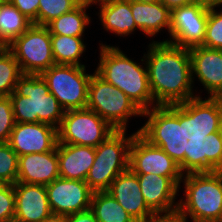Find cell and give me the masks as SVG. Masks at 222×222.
Here are the masks:
<instances>
[{
    "label": "cell",
    "instance_id": "7",
    "mask_svg": "<svg viewBox=\"0 0 222 222\" xmlns=\"http://www.w3.org/2000/svg\"><path fill=\"white\" fill-rule=\"evenodd\" d=\"M86 108L96 112L115 130H126L128 119L132 116L147 117L125 93L96 72L89 81Z\"/></svg>",
    "mask_w": 222,
    "mask_h": 222
},
{
    "label": "cell",
    "instance_id": "11",
    "mask_svg": "<svg viewBox=\"0 0 222 222\" xmlns=\"http://www.w3.org/2000/svg\"><path fill=\"white\" fill-rule=\"evenodd\" d=\"M209 8L200 1L171 9L168 43L191 48L201 46L205 37Z\"/></svg>",
    "mask_w": 222,
    "mask_h": 222
},
{
    "label": "cell",
    "instance_id": "38",
    "mask_svg": "<svg viewBox=\"0 0 222 222\" xmlns=\"http://www.w3.org/2000/svg\"><path fill=\"white\" fill-rule=\"evenodd\" d=\"M42 222H67V216L59 214H51Z\"/></svg>",
    "mask_w": 222,
    "mask_h": 222
},
{
    "label": "cell",
    "instance_id": "4",
    "mask_svg": "<svg viewBox=\"0 0 222 222\" xmlns=\"http://www.w3.org/2000/svg\"><path fill=\"white\" fill-rule=\"evenodd\" d=\"M184 174L185 199L178 211L192 222H216L222 216V176L201 154Z\"/></svg>",
    "mask_w": 222,
    "mask_h": 222
},
{
    "label": "cell",
    "instance_id": "30",
    "mask_svg": "<svg viewBox=\"0 0 222 222\" xmlns=\"http://www.w3.org/2000/svg\"><path fill=\"white\" fill-rule=\"evenodd\" d=\"M208 48L222 50V11L209 8L203 44Z\"/></svg>",
    "mask_w": 222,
    "mask_h": 222
},
{
    "label": "cell",
    "instance_id": "16",
    "mask_svg": "<svg viewBox=\"0 0 222 222\" xmlns=\"http://www.w3.org/2000/svg\"><path fill=\"white\" fill-rule=\"evenodd\" d=\"M14 222H42L52 214L45 185L16 182Z\"/></svg>",
    "mask_w": 222,
    "mask_h": 222
},
{
    "label": "cell",
    "instance_id": "35",
    "mask_svg": "<svg viewBox=\"0 0 222 222\" xmlns=\"http://www.w3.org/2000/svg\"><path fill=\"white\" fill-rule=\"evenodd\" d=\"M146 222H187V219L179 211H175L166 214H154Z\"/></svg>",
    "mask_w": 222,
    "mask_h": 222
},
{
    "label": "cell",
    "instance_id": "33",
    "mask_svg": "<svg viewBox=\"0 0 222 222\" xmlns=\"http://www.w3.org/2000/svg\"><path fill=\"white\" fill-rule=\"evenodd\" d=\"M10 1L23 15L30 19L33 24L38 25V9L39 0H8Z\"/></svg>",
    "mask_w": 222,
    "mask_h": 222
},
{
    "label": "cell",
    "instance_id": "22",
    "mask_svg": "<svg viewBox=\"0 0 222 222\" xmlns=\"http://www.w3.org/2000/svg\"><path fill=\"white\" fill-rule=\"evenodd\" d=\"M33 22L23 15L10 1L0 5V47H7L27 31Z\"/></svg>",
    "mask_w": 222,
    "mask_h": 222
},
{
    "label": "cell",
    "instance_id": "18",
    "mask_svg": "<svg viewBox=\"0 0 222 222\" xmlns=\"http://www.w3.org/2000/svg\"><path fill=\"white\" fill-rule=\"evenodd\" d=\"M58 177L57 145L52 151L19 156L17 182L48 185Z\"/></svg>",
    "mask_w": 222,
    "mask_h": 222
},
{
    "label": "cell",
    "instance_id": "41",
    "mask_svg": "<svg viewBox=\"0 0 222 222\" xmlns=\"http://www.w3.org/2000/svg\"><path fill=\"white\" fill-rule=\"evenodd\" d=\"M82 2H85V3H88V4H96L97 5V3L98 2H101V1H104V0H81Z\"/></svg>",
    "mask_w": 222,
    "mask_h": 222
},
{
    "label": "cell",
    "instance_id": "1",
    "mask_svg": "<svg viewBox=\"0 0 222 222\" xmlns=\"http://www.w3.org/2000/svg\"><path fill=\"white\" fill-rule=\"evenodd\" d=\"M200 154V123L150 119L136 131L129 151V169L135 174L183 177Z\"/></svg>",
    "mask_w": 222,
    "mask_h": 222
},
{
    "label": "cell",
    "instance_id": "24",
    "mask_svg": "<svg viewBox=\"0 0 222 222\" xmlns=\"http://www.w3.org/2000/svg\"><path fill=\"white\" fill-rule=\"evenodd\" d=\"M90 210L98 222H136L107 191L93 193Z\"/></svg>",
    "mask_w": 222,
    "mask_h": 222
},
{
    "label": "cell",
    "instance_id": "13",
    "mask_svg": "<svg viewBox=\"0 0 222 222\" xmlns=\"http://www.w3.org/2000/svg\"><path fill=\"white\" fill-rule=\"evenodd\" d=\"M45 187L52 214L67 216L90 209L94 191L85 181L58 177Z\"/></svg>",
    "mask_w": 222,
    "mask_h": 222
},
{
    "label": "cell",
    "instance_id": "31",
    "mask_svg": "<svg viewBox=\"0 0 222 222\" xmlns=\"http://www.w3.org/2000/svg\"><path fill=\"white\" fill-rule=\"evenodd\" d=\"M15 125L12 103L9 96L0 97V142H8Z\"/></svg>",
    "mask_w": 222,
    "mask_h": 222
},
{
    "label": "cell",
    "instance_id": "17",
    "mask_svg": "<svg viewBox=\"0 0 222 222\" xmlns=\"http://www.w3.org/2000/svg\"><path fill=\"white\" fill-rule=\"evenodd\" d=\"M136 222H146L154 213L146 205L137 174L130 169L120 173L107 190Z\"/></svg>",
    "mask_w": 222,
    "mask_h": 222
},
{
    "label": "cell",
    "instance_id": "2",
    "mask_svg": "<svg viewBox=\"0 0 222 222\" xmlns=\"http://www.w3.org/2000/svg\"><path fill=\"white\" fill-rule=\"evenodd\" d=\"M144 54L155 104L173 121L203 123L204 100L193 94L189 48L153 41Z\"/></svg>",
    "mask_w": 222,
    "mask_h": 222
},
{
    "label": "cell",
    "instance_id": "27",
    "mask_svg": "<svg viewBox=\"0 0 222 222\" xmlns=\"http://www.w3.org/2000/svg\"><path fill=\"white\" fill-rule=\"evenodd\" d=\"M21 75L19 64L13 54L6 47H0V95L10 96Z\"/></svg>",
    "mask_w": 222,
    "mask_h": 222
},
{
    "label": "cell",
    "instance_id": "37",
    "mask_svg": "<svg viewBox=\"0 0 222 222\" xmlns=\"http://www.w3.org/2000/svg\"><path fill=\"white\" fill-rule=\"evenodd\" d=\"M197 0H161V2L170 10L179 6L191 4Z\"/></svg>",
    "mask_w": 222,
    "mask_h": 222
},
{
    "label": "cell",
    "instance_id": "19",
    "mask_svg": "<svg viewBox=\"0 0 222 222\" xmlns=\"http://www.w3.org/2000/svg\"><path fill=\"white\" fill-rule=\"evenodd\" d=\"M57 155L61 178L85 181L94 163L95 148L57 143Z\"/></svg>",
    "mask_w": 222,
    "mask_h": 222
},
{
    "label": "cell",
    "instance_id": "42",
    "mask_svg": "<svg viewBox=\"0 0 222 222\" xmlns=\"http://www.w3.org/2000/svg\"><path fill=\"white\" fill-rule=\"evenodd\" d=\"M216 222H222V216Z\"/></svg>",
    "mask_w": 222,
    "mask_h": 222
},
{
    "label": "cell",
    "instance_id": "15",
    "mask_svg": "<svg viewBox=\"0 0 222 222\" xmlns=\"http://www.w3.org/2000/svg\"><path fill=\"white\" fill-rule=\"evenodd\" d=\"M57 142V128L39 122L15 123L8 141L18 156L52 151Z\"/></svg>",
    "mask_w": 222,
    "mask_h": 222
},
{
    "label": "cell",
    "instance_id": "5",
    "mask_svg": "<svg viewBox=\"0 0 222 222\" xmlns=\"http://www.w3.org/2000/svg\"><path fill=\"white\" fill-rule=\"evenodd\" d=\"M15 123H46L59 128L65 110L40 74H22L9 96Z\"/></svg>",
    "mask_w": 222,
    "mask_h": 222
},
{
    "label": "cell",
    "instance_id": "39",
    "mask_svg": "<svg viewBox=\"0 0 222 222\" xmlns=\"http://www.w3.org/2000/svg\"><path fill=\"white\" fill-rule=\"evenodd\" d=\"M207 8H216L222 5V0H198Z\"/></svg>",
    "mask_w": 222,
    "mask_h": 222
},
{
    "label": "cell",
    "instance_id": "29",
    "mask_svg": "<svg viewBox=\"0 0 222 222\" xmlns=\"http://www.w3.org/2000/svg\"><path fill=\"white\" fill-rule=\"evenodd\" d=\"M19 156L8 142H0V184H15L18 177Z\"/></svg>",
    "mask_w": 222,
    "mask_h": 222
},
{
    "label": "cell",
    "instance_id": "32",
    "mask_svg": "<svg viewBox=\"0 0 222 222\" xmlns=\"http://www.w3.org/2000/svg\"><path fill=\"white\" fill-rule=\"evenodd\" d=\"M14 184H0V222H14Z\"/></svg>",
    "mask_w": 222,
    "mask_h": 222
},
{
    "label": "cell",
    "instance_id": "14",
    "mask_svg": "<svg viewBox=\"0 0 222 222\" xmlns=\"http://www.w3.org/2000/svg\"><path fill=\"white\" fill-rule=\"evenodd\" d=\"M144 201L154 214L178 211L175 202L182 177H164L157 174H137Z\"/></svg>",
    "mask_w": 222,
    "mask_h": 222
},
{
    "label": "cell",
    "instance_id": "26",
    "mask_svg": "<svg viewBox=\"0 0 222 222\" xmlns=\"http://www.w3.org/2000/svg\"><path fill=\"white\" fill-rule=\"evenodd\" d=\"M200 154L222 176L221 126H200Z\"/></svg>",
    "mask_w": 222,
    "mask_h": 222
},
{
    "label": "cell",
    "instance_id": "25",
    "mask_svg": "<svg viewBox=\"0 0 222 222\" xmlns=\"http://www.w3.org/2000/svg\"><path fill=\"white\" fill-rule=\"evenodd\" d=\"M82 37L51 34V46L55 64L85 66L80 57L85 52Z\"/></svg>",
    "mask_w": 222,
    "mask_h": 222
},
{
    "label": "cell",
    "instance_id": "23",
    "mask_svg": "<svg viewBox=\"0 0 222 222\" xmlns=\"http://www.w3.org/2000/svg\"><path fill=\"white\" fill-rule=\"evenodd\" d=\"M89 6L91 4L81 2L73 10L49 22L46 27L50 34L83 37L85 28L90 23V17L86 14Z\"/></svg>",
    "mask_w": 222,
    "mask_h": 222
},
{
    "label": "cell",
    "instance_id": "36",
    "mask_svg": "<svg viewBox=\"0 0 222 222\" xmlns=\"http://www.w3.org/2000/svg\"><path fill=\"white\" fill-rule=\"evenodd\" d=\"M67 222H98L94 213L89 209L83 212L67 215Z\"/></svg>",
    "mask_w": 222,
    "mask_h": 222
},
{
    "label": "cell",
    "instance_id": "10",
    "mask_svg": "<svg viewBox=\"0 0 222 222\" xmlns=\"http://www.w3.org/2000/svg\"><path fill=\"white\" fill-rule=\"evenodd\" d=\"M115 131L107 121L88 108L68 110L57 129V143L95 148Z\"/></svg>",
    "mask_w": 222,
    "mask_h": 222
},
{
    "label": "cell",
    "instance_id": "28",
    "mask_svg": "<svg viewBox=\"0 0 222 222\" xmlns=\"http://www.w3.org/2000/svg\"><path fill=\"white\" fill-rule=\"evenodd\" d=\"M81 2V0H39L38 25L46 26L52 20L76 8Z\"/></svg>",
    "mask_w": 222,
    "mask_h": 222
},
{
    "label": "cell",
    "instance_id": "34",
    "mask_svg": "<svg viewBox=\"0 0 222 222\" xmlns=\"http://www.w3.org/2000/svg\"><path fill=\"white\" fill-rule=\"evenodd\" d=\"M200 126L222 127V98L208 111L206 119Z\"/></svg>",
    "mask_w": 222,
    "mask_h": 222
},
{
    "label": "cell",
    "instance_id": "8",
    "mask_svg": "<svg viewBox=\"0 0 222 222\" xmlns=\"http://www.w3.org/2000/svg\"><path fill=\"white\" fill-rule=\"evenodd\" d=\"M40 75L65 111L86 108L92 74L85 66L55 64Z\"/></svg>",
    "mask_w": 222,
    "mask_h": 222
},
{
    "label": "cell",
    "instance_id": "9",
    "mask_svg": "<svg viewBox=\"0 0 222 222\" xmlns=\"http://www.w3.org/2000/svg\"><path fill=\"white\" fill-rule=\"evenodd\" d=\"M6 48L18 62L22 74H41L55 65L51 34L46 26L33 24Z\"/></svg>",
    "mask_w": 222,
    "mask_h": 222
},
{
    "label": "cell",
    "instance_id": "3",
    "mask_svg": "<svg viewBox=\"0 0 222 222\" xmlns=\"http://www.w3.org/2000/svg\"><path fill=\"white\" fill-rule=\"evenodd\" d=\"M99 45L100 60L95 72L125 93L153 123L172 122L173 120L154 104L146 62L144 67L129 59L119 47L102 43Z\"/></svg>",
    "mask_w": 222,
    "mask_h": 222
},
{
    "label": "cell",
    "instance_id": "12",
    "mask_svg": "<svg viewBox=\"0 0 222 222\" xmlns=\"http://www.w3.org/2000/svg\"><path fill=\"white\" fill-rule=\"evenodd\" d=\"M191 58L192 82L194 76L208 91L204 100V120L208 111L222 98V50L205 46L189 48ZM195 74V75H194Z\"/></svg>",
    "mask_w": 222,
    "mask_h": 222
},
{
    "label": "cell",
    "instance_id": "20",
    "mask_svg": "<svg viewBox=\"0 0 222 222\" xmlns=\"http://www.w3.org/2000/svg\"><path fill=\"white\" fill-rule=\"evenodd\" d=\"M98 3L99 18L105 30L124 37L138 29L131 12V0H104Z\"/></svg>",
    "mask_w": 222,
    "mask_h": 222
},
{
    "label": "cell",
    "instance_id": "40",
    "mask_svg": "<svg viewBox=\"0 0 222 222\" xmlns=\"http://www.w3.org/2000/svg\"><path fill=\"white\" fill-rule=\"evenodd\" d=\"M131 1H136V2H141V3H156V2H161V0H131Z\"/></svg>",
    "mask_w": 222,
    "mask_h": 222
},
{
    "label": "cell",
    "instance_id": "6",
    "mask_svg": "<svg viewBox=\"0 0 222 222\" xmlns=\"http://www.w3.org/2000/svg\"><path fill=\"white\" fill-rule=\"evenodd\" d=\"M132 133L116 130L106 140L95 147V159L85 182L94 191H107L113 180L129 169V151L133 140Z\"/></svg>",
    "mask_w": 222,
    "mask_h": 222
},
{
    "label": "cell",
    "instance_id": "21",
    "mask_svg": "<svg viewBox=\"0 0 222 222\" xmlns=\"http://www.w3.org/2000/svg\"><path fill=\"white\" fill-rule=\"evenodd\" d=\"M131 12L136 27L147 36H156L162 28L170 30L171 10L162 2L141 3L131 1Z\"/></svg>",
    "mask_w": 222,
    "mask_h": 222
}]
</instances>
